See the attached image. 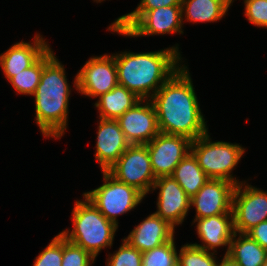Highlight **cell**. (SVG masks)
<instances>
[{
    "label": "cell",
    "instance_id": "cell-1",
    "mask_svg": "<svg viewBox=\"0 0 267 266\" xmlns=\"http://www.w3.org/2000/svg\"><path fill=\"white\" fill-rule=\"evenodd\" d=\"M187 66L184 64L150 100L160 133L181 135L193 141L209 130Z\"/></svg>",
    "mask_w": 267,
    "mask_h": 266
},
{
    "label": "cell",
    "instance_id": "cell-2",
    "mask_svg": "<svg viewBox=\"0 0 267 266\" xmlns=\"http://www.w3.org/2000/svg\"><path fill=\"white\" fill-rule=\"evenodd\" d=\"M179 44L150 52L114 53L118 84L142 100H150L184 64ZM183 60V61H182Z\"/></svg>",
    "mask_w": 267,
    "mask_h": 266
},
{
    "label": "cell",
    "instance_id": "cell-3",
    "mask_svg": "<svg viewBox=\"0 0 267 266\" xmlns=\"http://www.w3.org/2000/svg\"><path fill=\"white\" fill-rule=\"evenodd\" d=\"M64 65L50 47L43 54V70L34 95L35 122L45 138L61 139L68 126L71 86Z\"/></svg>",
    "mask_w": 267,
    "mask_h": 266
},
{
    "label": "cell",
    "instance_id": "cell-4",
    "mask_svg": "<svg viewBox=\"0 0 267 266\" xmlns=\"http://www.w3.org/2000/svg\"><path fill=\"white\" fill-rule=\"evenodd\" d=\"M83 200H75L72 210V229H65L60 234L69 242L82 247L95 259L101 250L112 248L118 226L110 222L82 194Z\"/></svg>",
    "mask_w": 267,
    "mask_h": 266
},
{
    "label": "cell",
    "instance_id": "cell-5",
    "mask_svg": "<svg viewBox=\"0 0 267 266\" xmlns=\"http://www.w3.org/2000/svg\"><path fill=\"white\" fill-rule=\"evenodd\" d=\"M182 6L172 5L154 10H133L121 15L107 31L126 37H145L166 34H183Z\"/></svg>",
    "mask_w": 267,
    "mask_h": 266
},
{
    "label": "cell",
    "instance_id": "cell-6",
    "mask_svg": "<svg viewBox=\"0 0 267 266\" xmlns=\"http://www.w3.org/2000/svg\"><path fill=\"white\" fill-rule=\"evenodd\" d=\"M245 150L237 143L212 141L209 132L191 142V152L209 179H222L236 185L244 182L238 180L233 171Z\"/></svg>",
    "mask_w": 267,
    "mask_h": 266
},
{
    "label": "cell",
    "instance_id": "cell-7",
    "mask_svg": "<svg viewBox=\"0 0 267 266\" xmlns=\"http://www.w3.org/2000/svg\"><path fill=\"white\" fill-rule=\"evenodd\" d=\"M103 184L85 191L83 195L112 223L118 226L117 217L129 213L143 201L145 196L136 188L119 182L107 171H102Z\"/></svg>",
    "mask_w": 267,
    "mask_h": 266
},
{
    "label": "cell",
    "instance_id": "cell-8",
    "mask_svg": "<svg viewBox=\"0 0 267 266\" xmlns=\"http://www.w3.org/2000/svg\"><path fill=\"white\" fill-rule=\"evenodd\" d=\"M119 182L136 188L145 197L157 179L152 171L146 145H130L120 158L107 170Z\"/></svg>",
    "mask_w": 267,
    "mask_h": 266
},
{
    "label": "cell",
    "instance_id": "cell-9",
    "mask_svg": "<svg viewBox=\"0 0 267 266\" xmlns=\"http://www.w3.org/2000/svg\"><path fill=\"white\" fill-rule=\"evenodd\" d=\"M73 87L86 97L97 99L118 85L114 54L91 56L73 80Z\"/></svg>",
    "mask_w": 267,
    "mask_h": 266
},
{
    "label": "cell",
    "instance_id": "cell-10",
    "mask_svg": "<svg viewBox=\"0 0 267 266\" xmlns=\"http://www.w3.org/2000/svg\"><path fill=\"white\" fill-rule=\"evenodd\" d=\"M234 231L247 233L263 221H267V190L249 185L247 181L236 185L233 194Z\"/></svg>",
    "mask_w": 267,
    "mask_h": 266
},
{
    "label": "cell",
    "instance_id": "cell-11",
    "mask_svg": "<svg viewBox=\"0 0 267 266\" xmlns=\"http://www.w3.org/2000/svg\"><path fill=\"white\" fill-rule=\"evenodd\" d=\"M191 142L192 140L185 136L159 132L145 144L155 177L171 176L175 167L191 151Z\"/></svg>",
    "mask_w": 267,
    "mask_h": 266
},
{
    "label": "cell",
    "instance_id": "cell-12",
    "mask_svg": "<svg viewBox=\"0 0 267 266\" xmlns=\"http://www.w3.org/2000/svg\"><path fill=\"white\" fill-rule=\"evenodd\" d=\"M159 190L157 196V216L168 221L173 227L181 225L190 208V197L172 176L158 177L151 192Z\"/></svg>",
    "mask_w": 267,
    "mask_h": 266
},
{
    "label": "cell",
    "instance_id": "cell-13",
    "mask_svg": "<svg viewBox=\"0 0 267 266\" xmlns=\"http://www.w3.org/2000/svg\"><path fill=\"white\" fill-rule=\"evenodd\" d=\"M236 184L222 179H208L204 186L190 198V208H195V219L220 214H233V194Z\"/></svg>",
    "mask_w": 267,
    "mask_h": 266
},
{
    "label": "cell",
    "instance_id": "cell-14",
    "mask_svg": "<svg viewBox=\"0 0 267 266\" xmlns=\"http://www.w3.org/2000/svg\"><path fill=\"white\" fill-rule=\"evenodd\" d=\"M117 122L130 145H145L159 133L156 110L151 100L141 99Z\"/></svg>",
    "mask_w": 267,
    "mask_h": 266
},
{
    "label": "cell",
    "instance_id": "cell-15",
    "mask_svg": "<svg viewBox=\"0 0 267 266\" xmlns=\"http://www.w3.org/2000/svg\"><path fill=\"white\" fill-rule=\"evenodd\" d=\"M95 145V160L107 171L130 146L117 120L99 118Z\"/></svg>",
    "mask_w": 267,
    "mask_h": 266
},
{
    "label": "cell",
    "instance_id": "cell-16",
    "mask_svg": "<svg viewBox=\"0 0 267 266\" xmlns=\"http://www.w3.org/2000/svg\"><path fill=\"white\" fill-rule=\"evenodd\" d=\"M41 34L36 33L33 41H20L0 54V67L9 81L17 73L33 65L49 48L50 44Z\"/></svg>",
    "mask_w": 267,
    "mask_h": 266
},
{
    "label": "cell",
    "instance_id": "cell-17",
    "mask_svg": "<svg viewBox=\"0 0 267 266\" xmlns=\"http://www.w3.org/2000/svg\"><path fill=\"white\" fill-rule=\"evenodd\" d=\"M197 222V223H196ZM192 224L196 225V233L202 242L193 243L208 252L217 253V248L226 247L224 255H228L230 242L235 233L233 214H220L215 216L195 219Z\"/></svg>",
    "mask_w": 267,
    "mask_h": 266
},
{
    "label": "cell",
    "instance_id": "cell-18",
    "mask_svg": "<svg viewBox=\"0 0 267 266\" xmlns=\"http://www.w3.org/2000/svg\"><path fill=\"white\" fill-rule=\"evenodd\" d=\"M174 234L175 227L152 213L143 219L140 224L135 225L128 236L123 239L131 247L143 253L171 241L175 237Z\"/></svg>",
    "mask_w": 267,
    "mask_h": 266
},
{
    "label": "cell",
    "instance_id": "cell-19",
    "mask_svg": "<svg viewBox=\"0 0 267 266\" xmlns=\"http://www.w3.org/2000/svg\"><path fill=\"white\" fill-rule=\"evenodd\" d=\"M233 2V0H182V20L190 23L218 22L226 16Z\"/></svg>",
    "mask_w": 267,
    "mask_h": 266
},
{
    "label": "cell",
    "instance_id": "cell-20",
    "mask_svg": "<svg viewBox=\"0 0 267 266\" xmlns=\"http://www.w3.org/2000/svg\"><path fill=\"white\" fill-rule=\"evenodd\" d=\"M141 99L122 85L115 86L111 91L98 97L94 106L97 118L117 120Z\"/></svg>",
    "mask_w": 267,
    "mask_h": 266
},
{
    "label": "cell",
    "instance_id": "cell-21",
    "mask_svg": "<svg viewBox=\"0 0 267 266\" xmlns=\"http://www.w3.org/2000/svg\"><path fill=\"white\" fill-rule=\"evenodd\" d=\"M228 255L239 266H261L265 262L267 250L246 233L235 232Z\"/></svg>",
    "mask_w": 267,
    "mask_h": 266
},
{
    "label": "cell",
    "instance_id": "cell-22",
    "mask_svg": "<svg viewBox=\"0 0 267 266\" xmlns=\"http://www.w3.org/2000/svg\"><path fill=\"white\" fill-rule=\"evenodd\" d=\"M171 176L178 182L190 198L193 197L209 179L199 166L197 158L191 151L175 167Z\"/></svg>",
    "mask_w": 267,
    "mask_h": 266
},
{
    "label": "cell",
    "instance_id": "cell-23",
    "mask_svg": "<svg viewBox=\"0 0 267 266\" xmlns=\"http://www.w3.org/2000/svg\"><path fill=\"white\" fill-rule=\"evenodd\" d=\"M43 70V55L29 68L13 76L8 83L17 94L33 96L41 80Z\"/></svg>",
    "mask_w": 267,
    "mask_h": 266
},
{
    "label": "cell",
    "instance_id": "cell-24",
    "mask_svg": "<svg viewBox=\"0 0 267 266\" xmlns=\"http://www.w3.org/2000/svg\"><path fill=\"white\" fill-rule=\"evenodd\" d=\"M175 237L160 246L142 253V266H177L178 252Z\"/></svg>",
    "mask_w": 267,
    "mask_h": 266
},
{
    "label": "cell",
    "instance_id": "cell-25",
    "mask_svg": "<svg viewBox=\"0 0 267 266\" xmlns=\"http://www.w3.org/2000/svg\"><path fill=\"white\" fill-rule=\"evenodd\" d=\"M216 255L192 243H186L178 252L177 266H216L219 260Z\"/></svg>",
    "mask_w": 267,
    "mask_h": 266
},
{
    "label": "cell",
    "instance_id": "cell-26",
    "mask_svg": "<svg viewBox=\"0 0 267 266\" xmlns=\"http://www.w3.org/2000/svg\"><path fill=\"white\" fill-rule=\"evenodd\" d=\"M107 257L106 266H142V252L131 247L124 239L118 250Z\"/></svg>",
    "mask_w": 267,
    "mask_h": 266
},
{
    "label": "cell",
    "instance_id": "cell-27",
    "mask_svg": "<svg viewBox=\"0 0 267 266\" xmlns=\"http://www.w3.org/2000/svg\"><path fill=\"white\" fill-rule=\"evenodd\" d=\"M63 257V236L58 233L41 251L33 262V266H61Z\"/></svg>",
    "mask_w": 267,
    "mask_h": 266
},
{
    "label": "cell",
    "instance_id": "cell-28",
    "mask_svg": "<svg viewBox=\"0 0 267 266\" xmlns=\"http://www.w3.org/2000/svg\"><path fill=\"white\" fill-rule=\"evenodd\" d=\"M96 259L84 250L63 237V257L61 266H92Z\"/></svg>",
    "mask_w": 267,
    "mask_h": 266
},
{
    "label": "cell",
    "instance_id": "cell-29",
    "mask_svg": "<svg viewBox=\"0 0 267 266\" xmlns=\"http://www.w3.org/2000/svg\"><path fill=\"white\" fill-rule=\"evenodd\" d=\"M244 16L255 27L267 29V0H243Z\"/></svg>",
    "mask_w": 267,
    "mask_h": 266
},
{
    "label": "cell",
    "instance_id": "cell-30",
    "mask_svg": "<svg viewBox=\"0 0 267 266\" xmlns=\"http://www.w3.org/2000/svg\"><path fill=\"white\" fill-rule=\"evenodd\" d=\"M172 5H182V0H141L135 10H154Z\"/></svg>",
    "mask_w": 267,
    "mask_h": 266
},
{
    "label": "cell",
    "instance_id": "cell-31",
    "mask_svg": "<svg viewBox=\"0 0 267 266\" xmlns=\"http://www.w3.org/2000/svg\"><path fill=\"white\" fill-rule=\"evenodd\" d=\"M246 234L267 250V221L261 222Z\"/></svg>",
    "mask_w": 267,
    "mask_h": 266
},
{
    "label": "cell",
    "instance_id": "cell-32",
    "mask_svg": "<svg viewBox=\"0 0 267 266\" xmlns=\"http://www.w3.org/2000/svg\"><path fill=\"white\" fill-rule=\"evenodd\" d=\"M217 262L216 266H239L229 255H224L221 262Z\"/></svg>",
    "mask_w": 267,
    "mask_h": 266
},
{
    "label": "cell",
    "instance_id": "cell-33",
    "mask_svg": "<svg viewBox=\"0 0 267 266\" xmlns=\"http://www.w3.org/2000/svg\"><path fill=\"white\" fill-rule=\"evenodd\" d=\"M261 266H267V256H266L265 262Z\"/></svg>",
    "mask_w": 267,
    "mask_h": 266
},
{
    "label": "cell",
    "instance_id": "cell-34",
    "mask_svg": "<svg viewBox=\"0 0 267 266\" xmlns=\"http://www.w3.org/2000/svg\"><path fill=\"white\" fill-rule=\"evenodd\" d=\"M93 1L96 2V3H101V2H103L105 0H93Z\"/></svg>",
    "mask_w": 267,
    "mask_h": 266
}]
</instances>
